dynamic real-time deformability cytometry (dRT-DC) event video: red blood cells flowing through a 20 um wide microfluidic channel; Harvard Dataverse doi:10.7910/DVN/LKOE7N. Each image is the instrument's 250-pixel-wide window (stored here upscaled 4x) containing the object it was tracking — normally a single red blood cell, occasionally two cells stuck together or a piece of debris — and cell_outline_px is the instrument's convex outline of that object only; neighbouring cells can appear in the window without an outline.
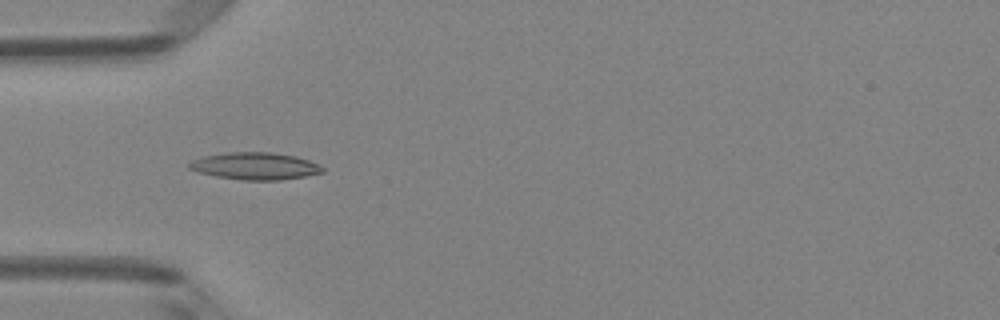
{"species": "Egyptian fruit bat (a non-hibernating species)", "species_latin": "Rousettus aegyptiacus", "temperature_condition": "room temperature", "stored_images_in_passage": 7, "camera_frame_rate_fps": 3000, "um_per_image_px": 0.085, "animal": {"sex": "female"}, "frame": {"image": 1, "passage_image": 5, "time_ms": 1.333, "image_size_px": [1000, 320], "cell_outline_px": [[324, 172], [304, 176], [280, 180], [240, 180], [216, 176], [196, 172], [188, 168], [188, 164], [192, 160], [204, 156], [228, 152], [272, 152], [296, 156], [308, 160], [324, 168]], "centroid_in_image_um": [21.65, 14.11], "position_along_channel_um": 63.4, "area_um2": 21.1}}
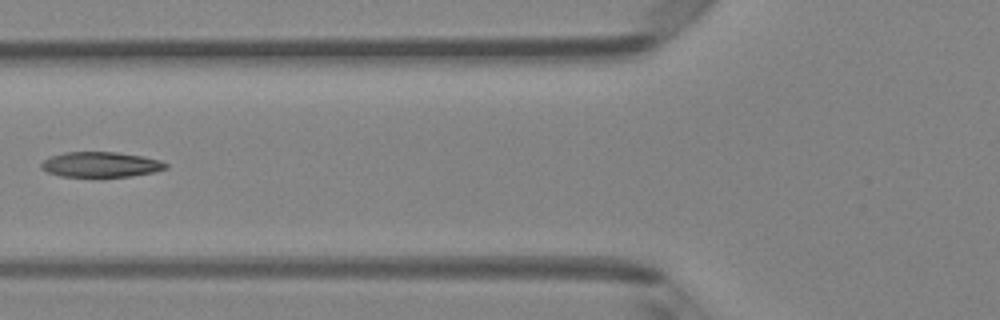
{"frame": {"image": 2, "passage_image": 6, "time_ms": 1.667, "image_size_px": [1000, 320], "cell_outline_px": [[168, 168], [156, 172], [132, 176], [100, 180], [60, 176], [48, 172], [40, 168], [40, 164], [44, 160], [52, 156], [64, 152], [116, 152], [144, 156], [160, 160], [168, 164]], "centroid_in_image_um": [8.59, 14.04], "position_along_channel_um": 117.2, "area_um2": 19.36}}
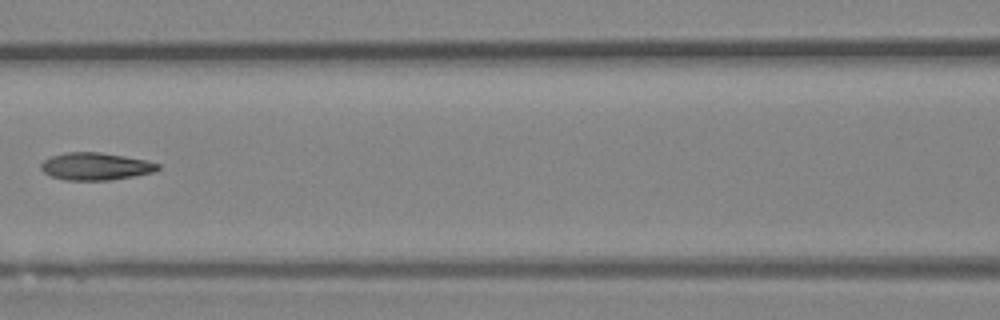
{"frame": {"image": 3, "passage_image": 7, "time_ms": 2.0, "image_size_px": [1000, 320], "cell_outline_px": [[160, 168], [152, 172], [132, 176], [108, 180], [64, 180], [52, 176], [44, 172], [40, 168], [40, 164], [44, 160], [52, 156], [64, 152], [100, 152], [148, 160], [160, 164]], "centroid_in_image_um": [8.11, 14.13], "position_along_channel_um": 158.5, "area_um2": 18.61}}